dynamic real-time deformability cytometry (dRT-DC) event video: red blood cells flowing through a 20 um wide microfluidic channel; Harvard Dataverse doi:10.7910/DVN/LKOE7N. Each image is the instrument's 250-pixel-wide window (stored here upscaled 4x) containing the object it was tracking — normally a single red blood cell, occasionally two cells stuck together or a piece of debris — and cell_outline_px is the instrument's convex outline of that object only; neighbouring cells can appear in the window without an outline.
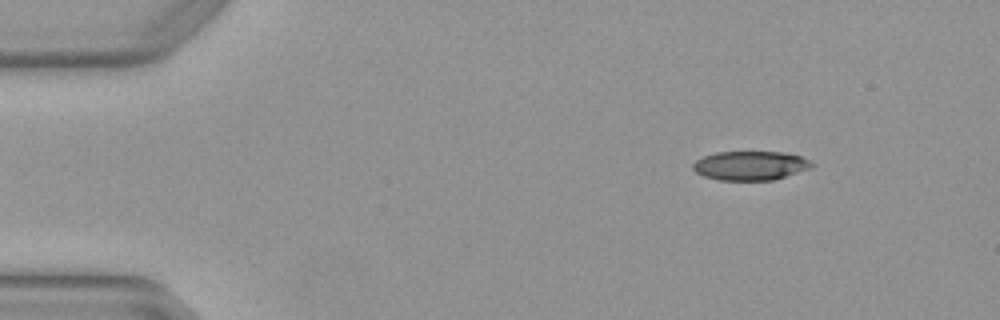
{"species": "Egyptian fruit bat (a non-hibernating species)", "species_latin": "Rousettus aegyptiacus", "temperature_condition": "warm", "stored_images_in_passage": 4, "segment_of_instrument_passage": [2, 2], "camera_frame_rate_fps": 3000, "um_per_image_px": 0.085, "animal": {"sex": "female"}, "frame": {"image": 1, "passage_image": 4, "time_ms": 1.0, "image_size_px": [1000, 320], "cell_outline_px": [[816, 164], [812, 168], [776, 180], [716, 180], [704, 176], [696, 172], [692, 168], [692, 164], [696, 160], [704, 156], [716, 152], [784, 152], [800, 156]], "centroid_in_image_um": [63.81, 14.08], "position_along_channel_um": 21.2, "area_um2": 20.35}}